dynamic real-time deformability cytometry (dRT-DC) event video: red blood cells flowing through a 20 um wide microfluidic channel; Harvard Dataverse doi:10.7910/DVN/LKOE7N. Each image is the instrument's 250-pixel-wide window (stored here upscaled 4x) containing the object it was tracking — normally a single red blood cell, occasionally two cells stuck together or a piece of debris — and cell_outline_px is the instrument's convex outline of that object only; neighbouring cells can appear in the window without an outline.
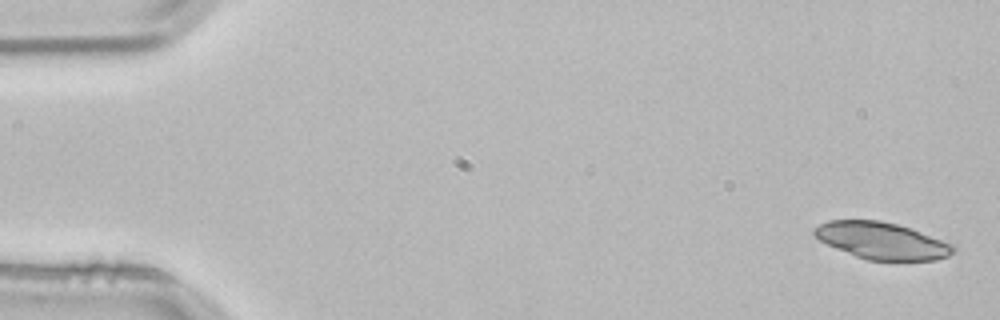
{"species": "common noctule bat (a hibernating species)", "species_latin": "Nyctalus noctula", "temperature_condition": "room temperature", "stored_images_in_passage": 5, "camera_frame_rate_fps": 3000, "um_per_image_px": 0.085, "animal": {"sex": "male", "body_mass_g": 21.5, "forearm_length_mm": 52.0}, "frame": {"image": 1, "passage_image": 1, "time_ms": 0.0, "image_size_px": [1000, 320], "cell_outline_px": [[956, 248], [948, 256], [936, 260], [868, 260], [856, 256], [836, 248], [820, 240], [812, 232], [812, 228], [828, 220], [880, 220], [912, 228], [952, 244]], "centroid_in_image_um": [74.95, 20.45], "position_along_channel_um": 10.1, "area_um2": 29.65}}